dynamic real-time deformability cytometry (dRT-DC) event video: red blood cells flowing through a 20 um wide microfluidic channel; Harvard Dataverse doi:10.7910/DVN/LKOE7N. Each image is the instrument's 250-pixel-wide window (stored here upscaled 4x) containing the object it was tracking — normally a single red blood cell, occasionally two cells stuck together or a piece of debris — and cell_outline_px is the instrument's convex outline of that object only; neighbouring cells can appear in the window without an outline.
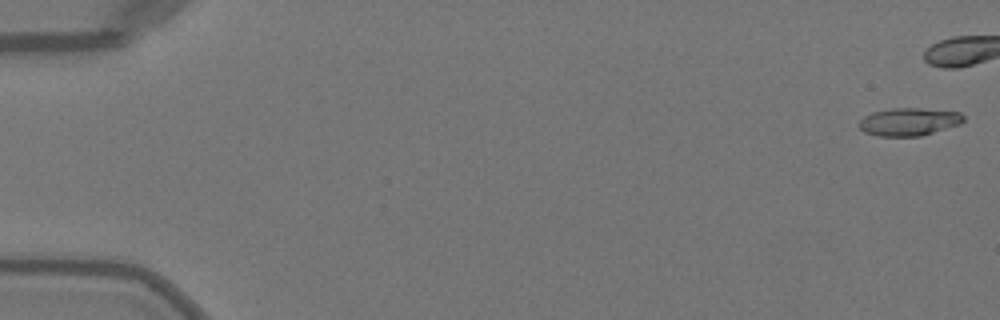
{"species": "Egyptian fruit bat (a non-hibernating species)", "species_latin": "Rousettus aegyptiacus", "temperature_condition": "warm", "stored_images_in_passage": 37, "camera_frame_rate_fps": 3000, "um_per_image_px": 0.085, "animal": {"sex": "female"}, "frame": {"image": 1, "passage_image": 1, "time_ms": 0.0, "image_size_px": [1000, 320], "cell_outline_px": [[964, 120], [960, 124], [920, 136], [880, 136], [864, 132], [856, 124], [864, 116], [872, 112], [892, 108], [920, 108], [960, 112], [964, 116]], "centroid_in_image_um": [77.23, 10.34], "position_along_channel_um": 7.8, "area_um2": 16.94}}